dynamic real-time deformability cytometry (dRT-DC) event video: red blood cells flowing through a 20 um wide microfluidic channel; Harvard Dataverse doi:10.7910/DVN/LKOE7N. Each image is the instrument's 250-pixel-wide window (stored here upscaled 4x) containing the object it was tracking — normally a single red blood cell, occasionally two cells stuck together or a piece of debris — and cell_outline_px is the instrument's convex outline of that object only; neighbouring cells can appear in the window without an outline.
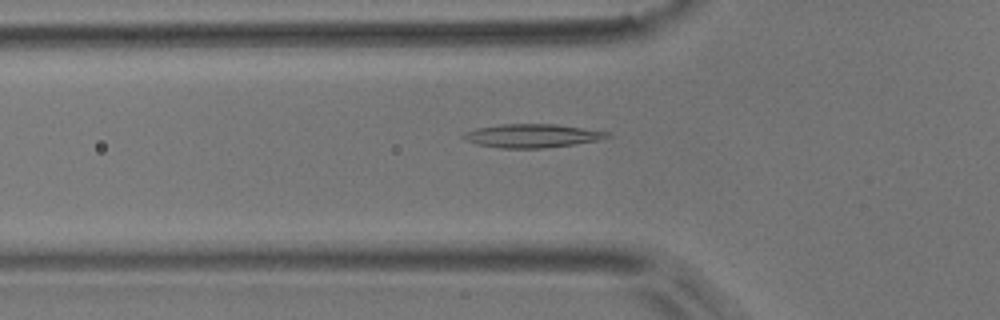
{"species": "common noctule bat (a hibernating species)", "species_latin": "Nyctalus noctula", "temperature_condition": "room temperature", "stored_images_in_passage": 21, "camera_frame_rate_fps": 3000, "um_per_image_px": 0.085, "animal": {"sex": "male", "body_mass_g": 17.9}, "frame": {"image": 1, "passage_image": 18, "time_ms": 5.667, "image_size_px": [1000, 320], "cell_outline_px": [[612, 136], [600, 140], [576, 144], [544, 148], [500, 148], [476, 144], [460, 136], [464, 132], [476, 128], [500, 124], [556, 124], [608, 132]], "centroid_in_image_um": [45.23, 11.54], "position_along_channel_um": 80.6, "area_um2": 19.77}}
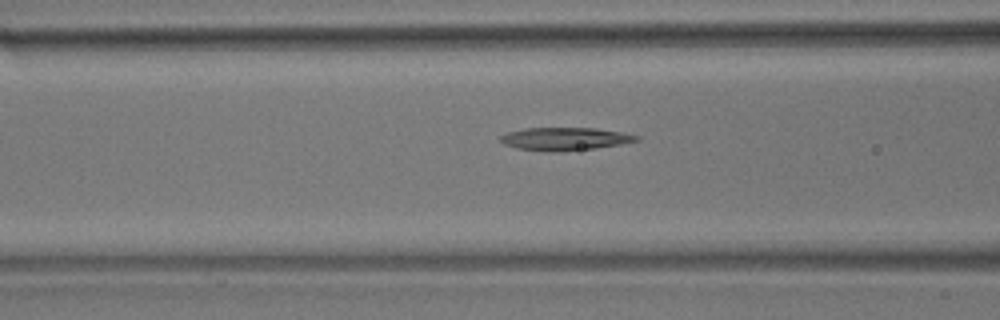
{"frame": {"image": 2, "passage_image": 21, "time_ms": 6.667, "image_size_px": [1000, 320], "cell_outline_px": [[640, 140], [620, 144], [596, 148], [560, 152], [548, 152], [516, 148], [504, 144], [500, 140], [500, 136], [508, 132], [524, 128], [596, 128], [620, 132], [640, 136]], "centroid_in_image_um": [48.0, 11.81], "position_along_channel_um": 118.6, "area_um2": 18.21}}